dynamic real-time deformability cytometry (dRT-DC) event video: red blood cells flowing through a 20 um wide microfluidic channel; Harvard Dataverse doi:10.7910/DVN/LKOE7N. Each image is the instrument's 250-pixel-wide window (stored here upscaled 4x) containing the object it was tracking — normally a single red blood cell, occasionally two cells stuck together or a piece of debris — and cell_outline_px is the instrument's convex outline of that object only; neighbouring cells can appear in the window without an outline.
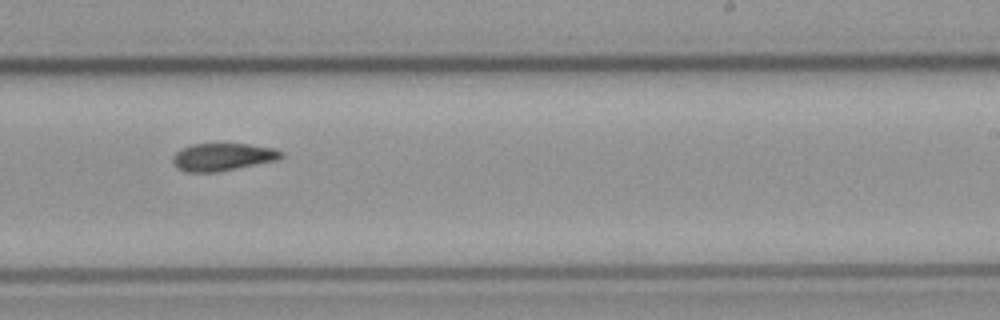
{"species": "common noctule bat (a hibernating species)", "species_latin": "Nyctalus noctula", "temperature_condition": "cold", "stored_images_in_passage": 15, "camera_frame_rate_fps": 3000, "um_per_image_px": 0.085, "animal": {"sex": "male", "body_mass_g": 23.1, "forearm_length_mm": 52.7}, "frame": {"image": 1, "passage_image": 9, "time_ms": 10.333, "image_size_px": [1000, 320], "cell_outline_px": [[284, 156], [276, 160], [216, 172], [184, 172], [176, 168], [172, 164], [172, 156], [180, 148], [192, 144], [248, 144], [276, 148], [284, 152]], "centroid_in_image_um": [18.89, 13.34], "position_along_channel_um": 270.1, "area_um2": 17.57}}
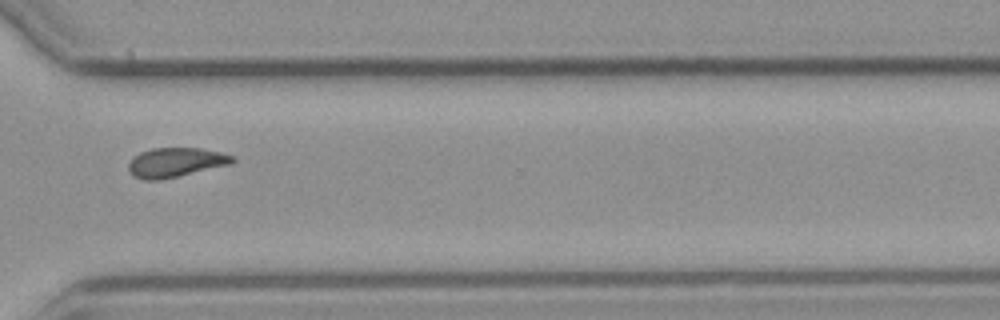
{"frame": {"image": 2, "passage_image": 11, "time_ms": 12.667, "image_size_px": [1000, 320], "cell_outline_px": [[236, 160], [232, 164], [160, 180], [144, 180], [132, 176], [128, 168], [128, 164], [132, 156], [140, 152], [152, 148], [200, 148], [220, 152], [236, 156]], "centroid_in_image_um": [14.92, 13.8], "position_along_channel_um": 355.7, "area_um2": 18.03}}